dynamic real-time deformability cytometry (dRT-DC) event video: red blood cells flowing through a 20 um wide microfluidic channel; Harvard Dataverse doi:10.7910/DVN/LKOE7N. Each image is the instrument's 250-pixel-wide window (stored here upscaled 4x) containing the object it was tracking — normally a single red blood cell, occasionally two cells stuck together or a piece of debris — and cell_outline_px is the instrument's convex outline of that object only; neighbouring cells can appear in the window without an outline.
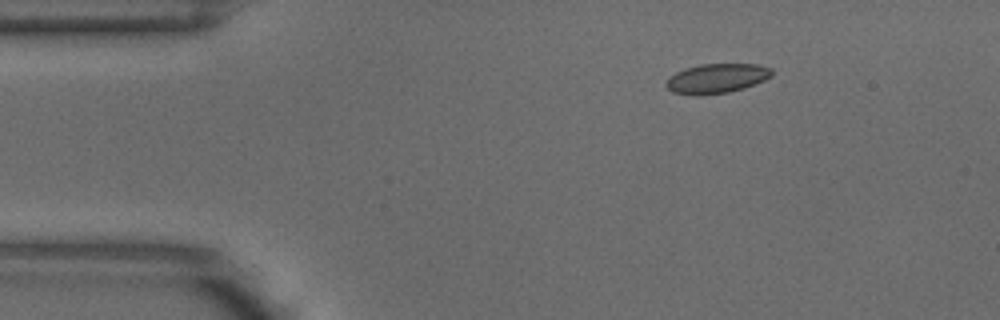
{"species": "common noctule bat (a hibernating species)", "species_latin": "Nyctalus noctula", "temperature_condition": "warm", "stored_images_in_passage": 6, "camera_frame_rate_fps": 3000, "um_per_image_px": 0.085, "animal": {"sex": "male", "body_mass_g": 18.8}, "frame": {"image": 1, "passage_image": 1, "time_ms": 0.0, "image_size_px": [1000, 320], "cell_outline_px": [[772, 76], [764, 80], [744, 88], [728, 92], [696, 96], [672, 92], [664, 84], [676, 72], [684, 68], [700, 64], [756, 64], [772, 68]], "centroid_in_image_um": [60.91, 6.67], "position_along_channel_um": 24.1, "area_um2": 18.21}}
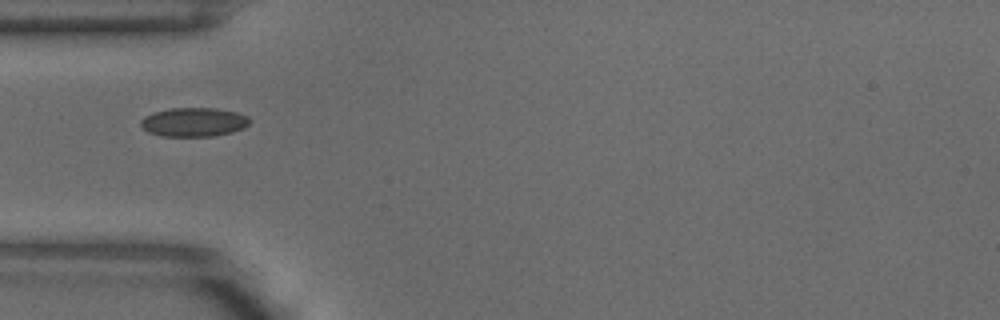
{"frame": {"image": 2, "passage_image": 3, "time_ms": 0.667, "image_size_px": [1000, 320], "cell_outline_px": [[252, 120], [244, 128], [232, 132], [212, 136], [160, 136], [148, 132], [140, 124], [140, 120], [144, 116], [152, 112], [172, 108], [216, 108], [236, 112], [248, 116]], "centroid_in_image_um": [16.47, 10.37], "position_along_channel_um": 68.5, "area_um2": 18.5}}